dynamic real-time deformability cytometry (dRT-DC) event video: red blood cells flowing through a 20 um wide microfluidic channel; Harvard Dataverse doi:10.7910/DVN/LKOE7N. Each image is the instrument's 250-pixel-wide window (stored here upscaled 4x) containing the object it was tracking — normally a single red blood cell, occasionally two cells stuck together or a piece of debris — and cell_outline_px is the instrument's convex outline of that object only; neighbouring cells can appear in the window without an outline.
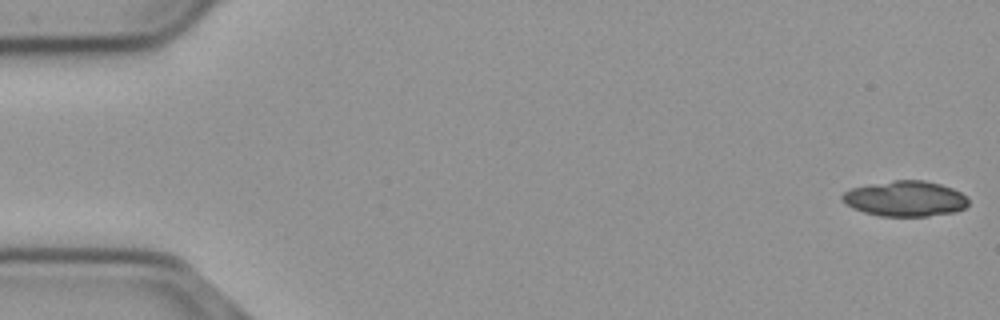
{"species": "common noctule bat (a hibernating species)", "species_latin": "Nyctalus noctula", "temperature_condition": "cold", "stored_images_in_passage": 23, "camera_frame_rate_fps": 3000, "um_per_image_px": 0.085, "animal": {"sex": "male", "body_mass_g": 23.1, "forearm_length_mm": 52.7}, "frame": {"image": 1, "passage_image": 1, "time_ms": 0.0, "image_size_px": [1000, 320], "cell_outline_px": [[968, 204], [964, 208], [956, 212], [928, 216], [880, 216], [864, 212], [852, 208], [840, 196], [848, 188], [896, 180], [924, 180], [940, 184], [952, 188], [968, 196]], "centroid_in_image_um": [76.96, 16.89], "position_along_channel_um": 8.0, "area_um2": 26.07}}